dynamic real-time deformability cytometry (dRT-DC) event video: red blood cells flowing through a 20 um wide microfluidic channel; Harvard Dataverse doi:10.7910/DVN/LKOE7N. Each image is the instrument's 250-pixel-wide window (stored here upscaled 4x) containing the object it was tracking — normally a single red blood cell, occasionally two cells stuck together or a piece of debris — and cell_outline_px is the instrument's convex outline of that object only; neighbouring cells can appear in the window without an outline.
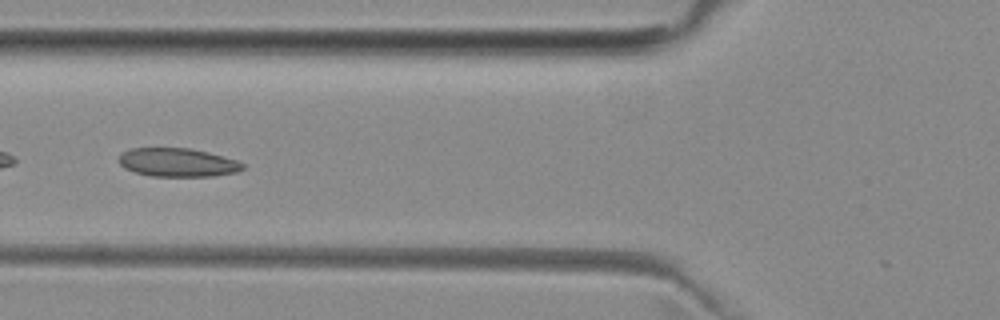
{"species": "common noctule bat (a hibernating species)", "species_latin": "Nyctalus noctula", "temperature_condition": "room temperature", "stored_images_in_passage": 7, "camera_frame_rate_fps": 3000, "um_per_image_px": 0.085, "animal": {"sex": "female", "body_mass_g": 29.2, "forearm_length_mm": 56.3}, "frame": {"image": 1, "passage_image": 6, "time_ms": 5.667, "image_size_px": [1000, 320], "cell_outline_px": [[244, 168], [236, 172], [212, 176], [152, 176], [136, 172], [124, 168], [120, 164], [120, 152], [132, 148], [192, 148], [208, 152], [236, 160], [244, 164]], "centroid_in_image_um": [15.09, 13.8], "position_along_channel_um": 110.7, "area_um2": 20.52}}
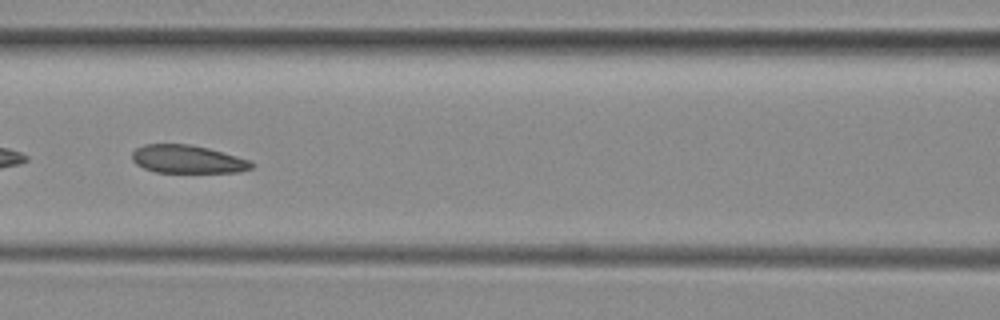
{"frame": {"image": 2, "passage_image": 7, "time_ms": 6.667, "image_size_px": [1000, 320], "cell_outline_px": [[256, 164], [252, 168], [240, 172], [156, 172], [144, 168], [136, 164], [132, 160], [132, 152], [136, 148], [144, 144], [188, 144], [208, 148], [252, 160]], "centroid_in_image_um": [15.97, 13.53], "position_along_channel_um": 150.6, "area_um2": 19.65}}